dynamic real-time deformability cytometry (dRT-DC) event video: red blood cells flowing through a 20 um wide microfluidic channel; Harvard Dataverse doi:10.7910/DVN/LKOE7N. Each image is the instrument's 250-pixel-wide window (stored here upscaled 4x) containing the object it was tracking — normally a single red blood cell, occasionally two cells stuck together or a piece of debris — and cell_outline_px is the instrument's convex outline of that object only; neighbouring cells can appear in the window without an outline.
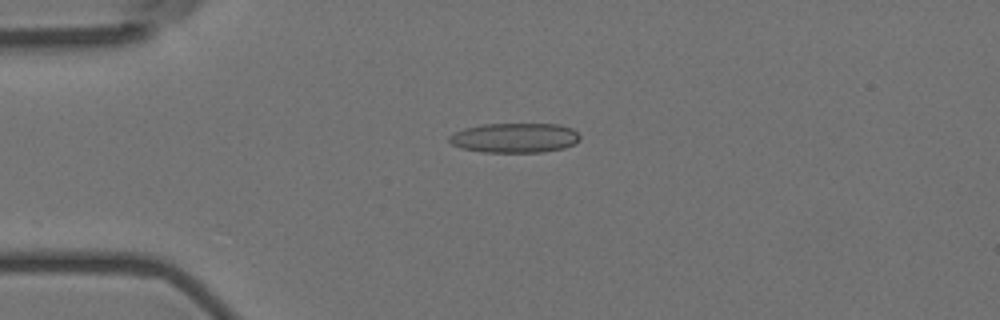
{"species": "Egyptian fruit bat (a non-hibernating species)", "species_latin": "Rousettus aegyptiacus", "temperature_condition": "room temperature", "stored_images_in_passage": 44, "camera_frame_rate_fps": 3000, "um_per_image_px": 0.085, "animal": {"sex": "female"}, "frame": {"image": 1, "passage_image": 1, "time_ms": 0.0, "image_size_px": [1000, 320], "cell_outline_px": [[580, 140], [576, 144], [564, 148], [544, 152], [484, 152], [460, 148], [452, 144], [448, 140], [448, 136], [452, 132], [464, 128], [484, 124], [560, 124], [572, 128], [580, 136]], "centroid_in_image_um": [43.75, 11.71], "position_along_channel_um": 41.2, "area_um2": 22.89}}
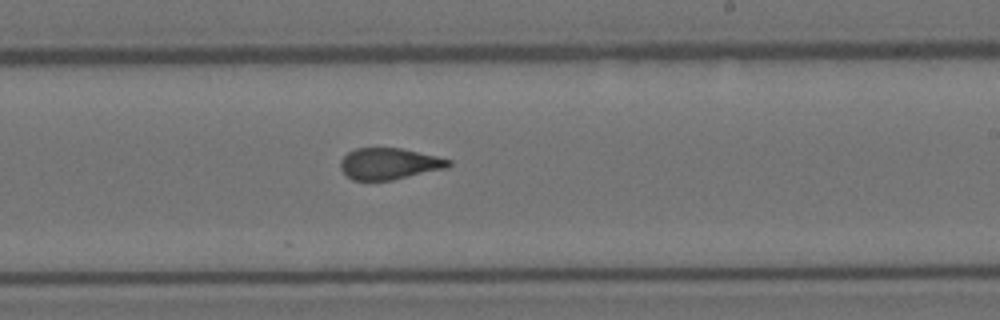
{"frame": {"image": 2, "passage_image": 21, "time_ms": 6.667, "image_size_px": [1000, 320], "cell_outline_px": [[452, 164], [448, 168], [392, 180], [352, 180], [340, 168], [340, 160], [348, 152], [356, 148], [400, 148], [436, 156], [452, 160]], "centroid_in_image_um": [33.09, 13.92], "position_along_channel_um": 255.9, "area_um2": 19.77}}
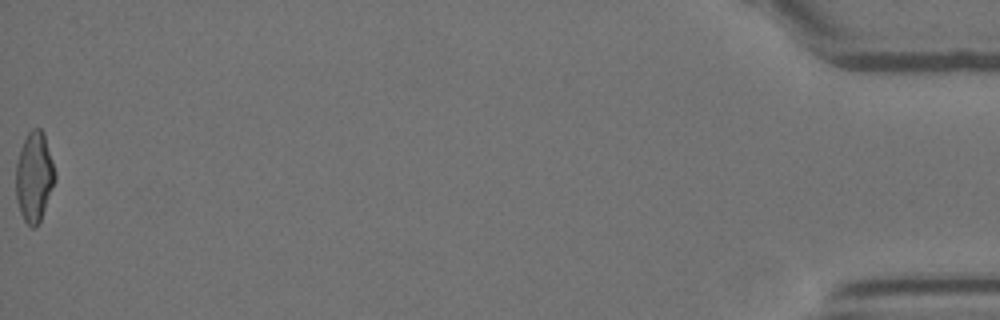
{"frame": {"image": 3, "passage_image": 44, "time_ms": 14.333, "image_size_px": [1000, 320], "cell_outline_px": [[56, 180], [40, 220], [36, 228], [32, 228], [24, 220], [20, 212], [16, 200], [16, 164], [20, 148], [28, 132], [32, 128], [40, 128], [44, 132], [56, 172]], "centroid_in_image_um": [2.91, 15.02], "position_along_channel_um": 432.3, "area_um2": 20.63}, "authors_computed_cell_mechanics": {"area_um2": 20.5768, "velocity_mm_per_s": 3.5963, "shape_relaxation_time_tau1_ms": null, "shape_relaxation_time_tau2_ms": 1.758, "deformation_change_tau1": null, "deformation_change_tau2": 0.0946}}